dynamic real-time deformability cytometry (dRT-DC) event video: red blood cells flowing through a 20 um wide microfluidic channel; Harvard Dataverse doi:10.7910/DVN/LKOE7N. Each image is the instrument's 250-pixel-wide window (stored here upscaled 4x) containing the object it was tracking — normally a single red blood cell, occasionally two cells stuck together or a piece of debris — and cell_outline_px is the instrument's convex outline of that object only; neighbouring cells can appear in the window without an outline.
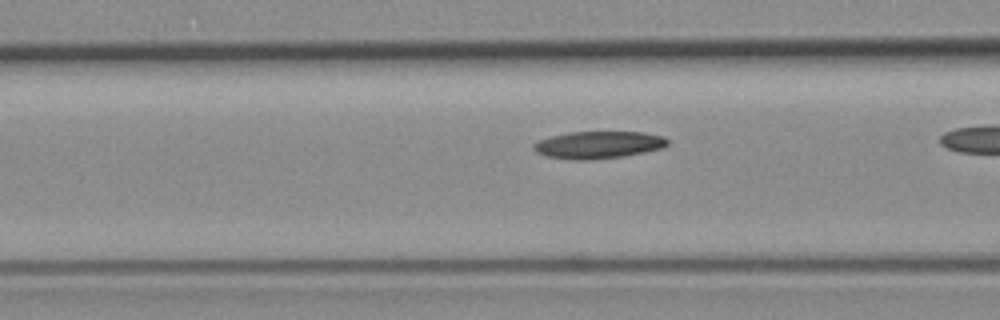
{"species": "common noctule bat (a hibernating species)", "species_latin": "Nyctalus noctula", "temperature_condition": "room temperature", "stored_images_in_passage": 37, "camera_frame_rate_fps": 3000, "um_per_image_px": 0.085, "animal": {"sex": "female", "body_mass_g": 19.3, "forearm_length_mm": 54.1}, "frame": {"image": 1, "passage_image": 16, "time_ms": 5.0, "image_size_px": [1000, 320], "cell_outline_px": [[668, 144], [664, 148], [624, 156], [592, 160], [572, 160], [548, 156], [536, 152], [532, 148], [532, 144], [540, 140], [552, 136], [568, 132], [644, 132], [664, 136], [668, 140]], "centroid_in_image_um": [50.88, 12.31], "position_along_channel_um": 115.7, "area_um2": 21.39}}
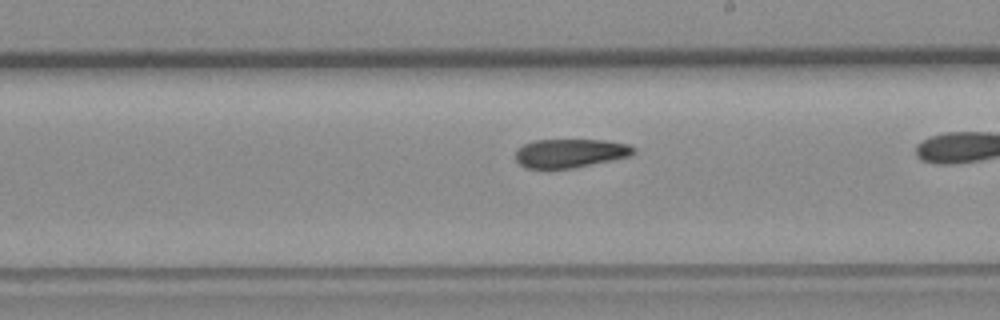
{"frame": {"image": 2, "passage_image": 26, "time_ms": 8.333, "image_size_px": [1000, 320], "cell_outline_px": [[636, 152], [628, 156], [612, 160], [572, 168], [524, 168], [516, 160], [516, 152], [524, 144], [536, 140], [608, 140], [628, 144], [636, 148]], "centroid_in_image_um": [48.49, 13.01], "position_along_channel_um": 240.5, "area_um2": 19.65}}
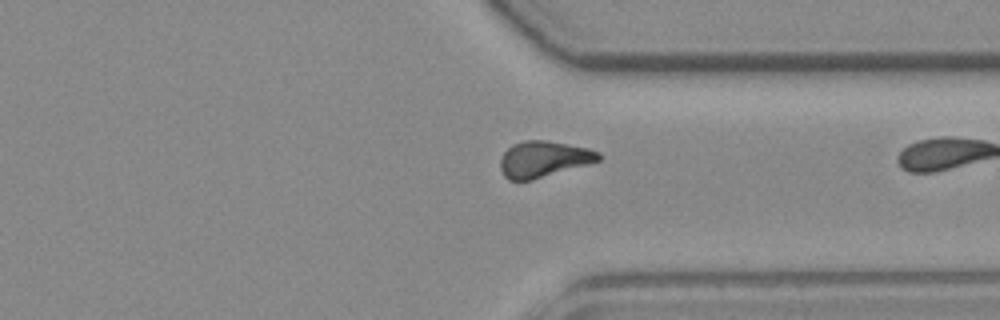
{"frame": {"image": 3, "passage_image": 36, "time_ms": 11.667, "image_size_px": [1000, 320], "cell_outline_px": [[600, 160], [588, 164], [532, 180], [508, 180], [504, 176], [500, 168], [500, 160], [504, 152], [512, 144], [524, 140], [544, 140], [588, 148], [600, 152]], "centroid_in_image_um": [46.18, 13.52], "position_along_channel_um": 365.2, "area_um2": 20.58}}